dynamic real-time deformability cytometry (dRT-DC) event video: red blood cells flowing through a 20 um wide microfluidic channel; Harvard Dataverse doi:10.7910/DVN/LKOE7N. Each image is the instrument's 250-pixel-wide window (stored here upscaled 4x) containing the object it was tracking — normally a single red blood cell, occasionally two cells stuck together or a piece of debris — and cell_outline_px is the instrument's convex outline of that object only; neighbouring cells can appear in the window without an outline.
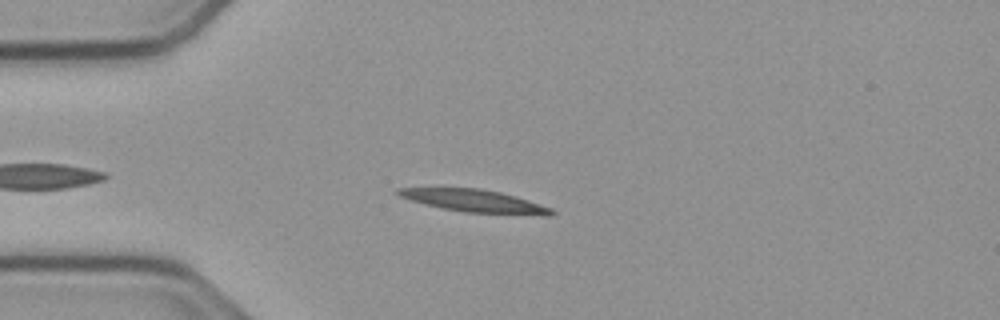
{"species": "common noctule bat (a hibernating species)", "species_latin": "Nyctalus noctula", "temperature_condition": "cold", "stored_images_in_passage": 38, "camera_frame_rate_fps": 3000, "um_per_image_px": 0.085, "animal": {"sex": "male", "body_mass_g": 23.1, "forearm_length_mm": 52.7}, "frame": {"image": 1, "passage_image": 7, "time_ms": 2.0, "image_size_px": [1000, 320], "cell_outline_px": [[556, 212], [552, 216], [540, 216], [464, 212], [444, 208], [412, 200], [400, 196], [396, 192], [396, 188], [480, 188], [500, 192], [516, 196], [552, 208]], "centroid_in_image_um": [40.46, 17.09], "position_along_channel_um": 44.5, "area_um2": 20.11}}
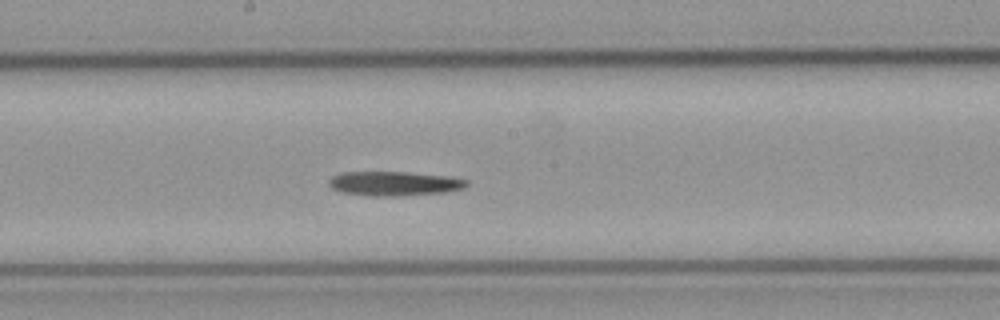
{"frame": {"image": 2, "passage_image": 22, "time_ms": 7.0, "image_size_px": [1000, 320], "cell_outline_px": [[468, 184], [464, 188], [448, 192], [400, 196], [368, 196], [340, 192], [332, 188], [328, 184], [328, 180], [332, 176], [344, 172], [404, 172], [444, 176], [468, 180]], "centroid_in_image_um": [33.48, 15.61], "position_along_channel_um": 214.7, "area_um2": 19.59}}
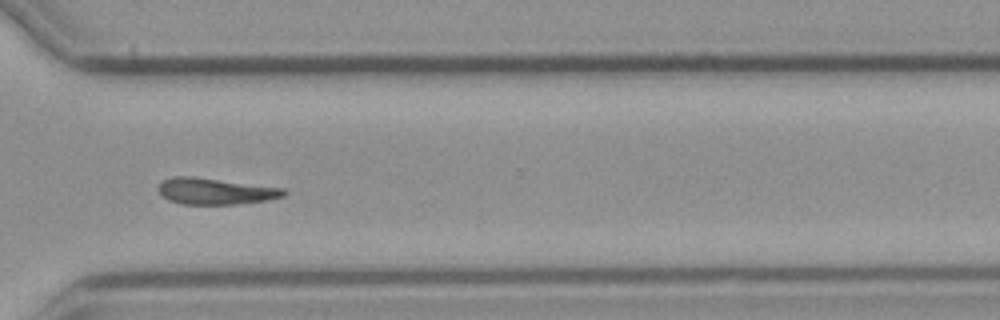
{"frame": {"image": 3, "passage_image": 33, "time_ms": 10.667, "image_size_px": [1000, 320], "cell_outline_px": [[288, 192], [284, 196], [268, 200], [236, 204], [180, 204], [168, 200], [160, 196], [156, 188], [160, 180], [172, 176], [192, 176], [284, 188]], "centroid_in_image_um": [18.23, 16.25], "position_along_channel_um": 352.4, "area_um2": 19.59}}